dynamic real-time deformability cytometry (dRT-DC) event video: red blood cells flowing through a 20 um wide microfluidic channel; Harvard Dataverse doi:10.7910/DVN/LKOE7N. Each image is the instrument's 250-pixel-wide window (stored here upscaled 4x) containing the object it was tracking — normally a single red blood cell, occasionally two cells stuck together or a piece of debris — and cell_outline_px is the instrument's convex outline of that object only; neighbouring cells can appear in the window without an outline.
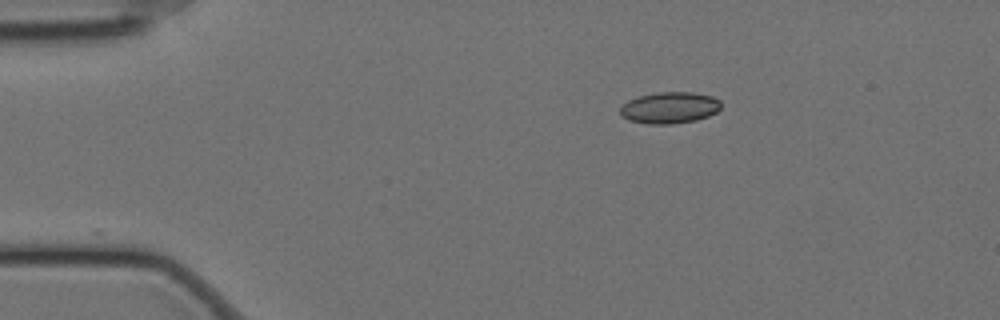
{"species": "Egyptian fruit bat (a non-hibernating species)", "species_latin": "Rousettus aegyptiacus", "temperature_condition": "cold", "stored_images_in_passage": 20, "camera_frame_rate_fps": 3000, "um_per_image_px": 0.085, "animal": {"sex": "female"}, "frame": {"image": 1, "passage_image": 1, "time_ms": 0.0, "image_size_px": [1000, 320], "cell_outline_px": [[720, 108], [716, 112], [708, 116], [696, 120], [672, 124], [648, 124], [628, 120], [620, 116], [620, 108], [628, 100], [640, 96], [656, 92], [692, 92], [712, 96], [720, 100]], "centroid_in_image_um": [56.9, 9.16], "position_along_channel_um": 28.1, "area_um2": 18.55}}
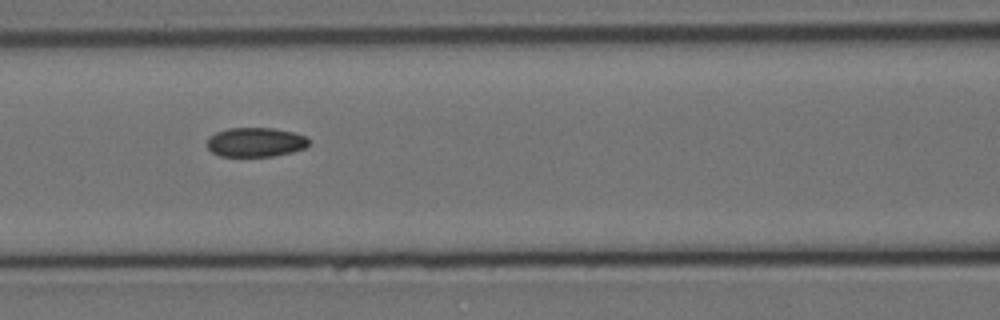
{"frame": {"image": 2, "passage_image": 16, "time_ms": 5.0, "image_size_px": [1000, 320], "cell_outline_px": [[308, 144], [304, 148], [292, 152], [272, 156], [220, 156], [212, 152], [204, 144], [208, 136], [216, 132], [228, 128], [276, 128], [296, 132], [308, 136]], "centroid_in_image_um": [21.7, 12.07], "position_along_channel_um": 144.9, "area_um2": 17.69}}
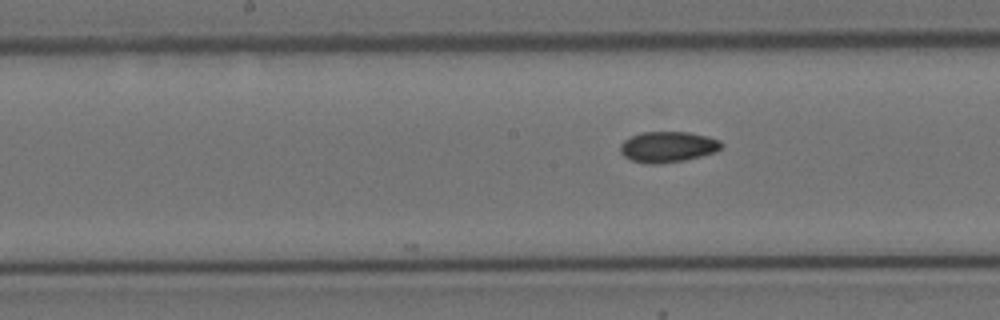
{"frame": {"image": 3, "passage_image": 20, "time_ms": 6.333, "image_size_px": [1000, 320], "cell_outline_px": [[724, 144], [716, 152], [684, 160], [660, 164], [648, 164], [632, 160], [624, 156], [620, 152], [620, 144], [624, 140], [640, 132], [688, 132], [708, 136], [720, 140]], "centroid_in_image_um": [56.77, 12.48], "position_along_channel_um": 191.4, "area_um2": 18.21}}